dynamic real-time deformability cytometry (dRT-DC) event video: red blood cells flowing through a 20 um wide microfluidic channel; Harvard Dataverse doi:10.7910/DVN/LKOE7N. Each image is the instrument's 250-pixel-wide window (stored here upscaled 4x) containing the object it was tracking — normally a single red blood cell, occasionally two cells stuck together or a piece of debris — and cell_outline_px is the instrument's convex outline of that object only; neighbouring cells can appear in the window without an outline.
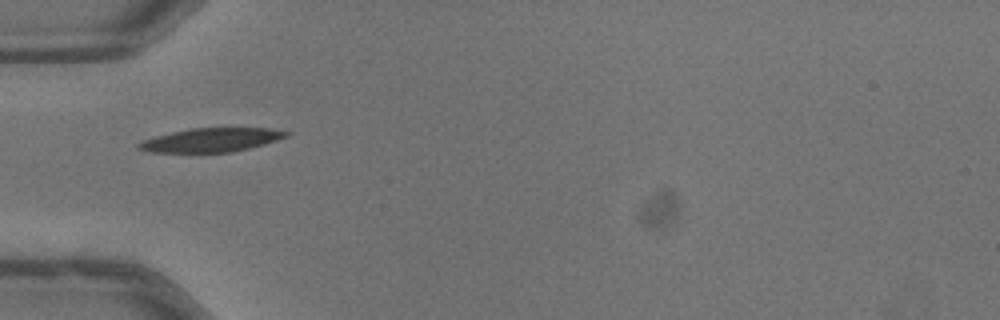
{"species": "common noctule bat (a hibernating species)", "species_latin": "Nyctalus noctula", "temperature_condition": "warm", "stored_images_in_passage": 4, "camera_frame_rate_fps": 3000, "um_per_image_px": 0.085, "animal": {"sex": "male", "body_mass_g": 13.3}, "frame": {"image": 1, "passage_image": 2, "time_ms": 0.333, "image_size_px": [1000, 320], "cell_outline_px": [[292, 132], [288, 136], [264, 144], [232, 152], [152, 152], [136, 148], [136, 144], [144, 140], [156, 136], [172, 132], [192, 128], [268, 128]], "centroid_in_image_um": [17.96, 11.89], "position_along_channel_um": 67.0, "area_um2": 20.29}}